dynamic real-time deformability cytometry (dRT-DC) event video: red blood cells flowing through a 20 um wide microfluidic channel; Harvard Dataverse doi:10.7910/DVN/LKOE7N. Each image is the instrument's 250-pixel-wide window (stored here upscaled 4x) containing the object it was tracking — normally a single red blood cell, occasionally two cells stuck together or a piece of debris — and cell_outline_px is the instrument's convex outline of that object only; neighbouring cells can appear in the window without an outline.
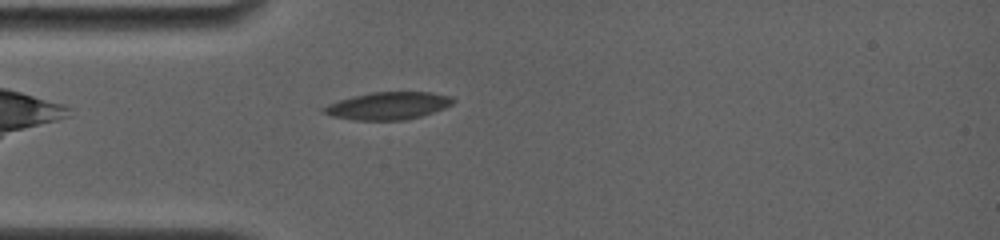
{"species": "common noctule bat (a hibernating species)", "species_latin": "Nyctalus noctula", "temperature_condition": "room temperature", "stored_images_in_passage": 32, "camera_frame_rate_fps": 4000, "um_per_image_px": 0.085, "animal": {"sex": "female", "body_mass_g": 19.0, "forearm_length_mm": 56.7}, "frame": {"image": 1, "passage_image": 4, "time_ms": 0.75, "image_size_px": [1000, 240], "cell_outline_px": [[456, 100], [452, 104], [444, 108], [420, 116], [404, 120], [352, 120], [332, 116], [320, 112], [320, 108], [328, 104], [340, 100], [372, 92], [428, 92], [452, 96]], "centroid_in_image_um": [32.97, 8.99], "position_along_channel_um": 52.0, "area_um2": 20.63}}
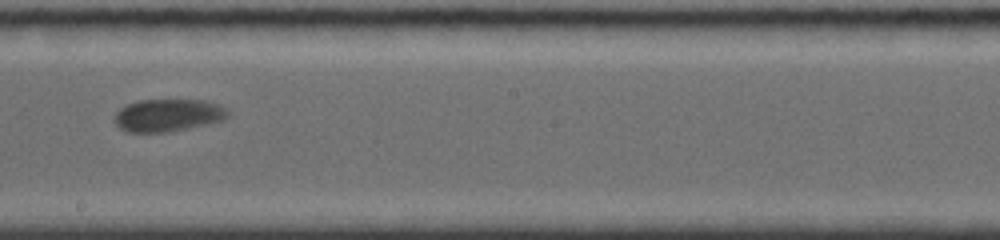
{"frame": {"image": 2, "passage_image": 18, "time_ms": 5.75, "image_size_px": [1000, 240], "cell_outline_px": [[228, 116], [224, 120], [168, 132], [128, 132], [120, 128], [112, 120], [116, 112], [120, 108], [128, 104], [140, 100], [204, 100], [220, 104], [228, 112]], "centroid_in_image_um": [14.25, 9.79], "position_along_channel_um": 233.9, "area_um2": 21.44}}
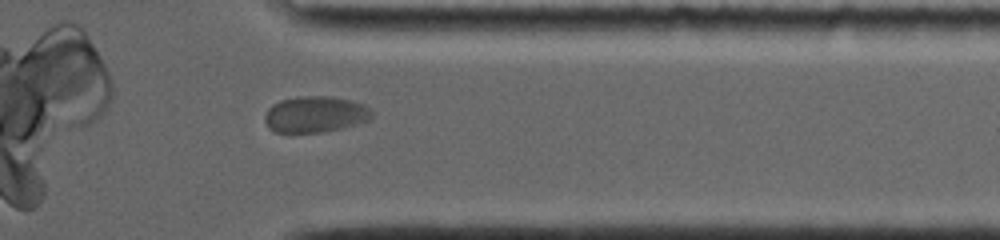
{"frame": {"image": 3, "passage_image": 27, "time_ms": 9.75, "image_size_px": [1000, 240], "cell_outline_px": [[372, 116], [368, 120], [344, 128], [324, 132], [272, 132], [268, 128], [264, 120], [264, 116], [268, 108], [272, 104], [280, 100], [296, 96], [332, 96], [352, 100], [364, 104], [372, 112]], "centroid_in_image_um": [26.77, 9.71], "position_along_channel_um": 384.6, "area_um2": 22.89}, "authors_computed_cell_mechanics": {"area_um2": 21.6172, "velocity_mm_per_s": 3.7369, "shape_relaxation_time_tau1_ms": 3.7048, "shape_relaxation_time_tau2_ms": null, "deformation_change_tau1": 0.0915, "deformation_change_tau2": null}}